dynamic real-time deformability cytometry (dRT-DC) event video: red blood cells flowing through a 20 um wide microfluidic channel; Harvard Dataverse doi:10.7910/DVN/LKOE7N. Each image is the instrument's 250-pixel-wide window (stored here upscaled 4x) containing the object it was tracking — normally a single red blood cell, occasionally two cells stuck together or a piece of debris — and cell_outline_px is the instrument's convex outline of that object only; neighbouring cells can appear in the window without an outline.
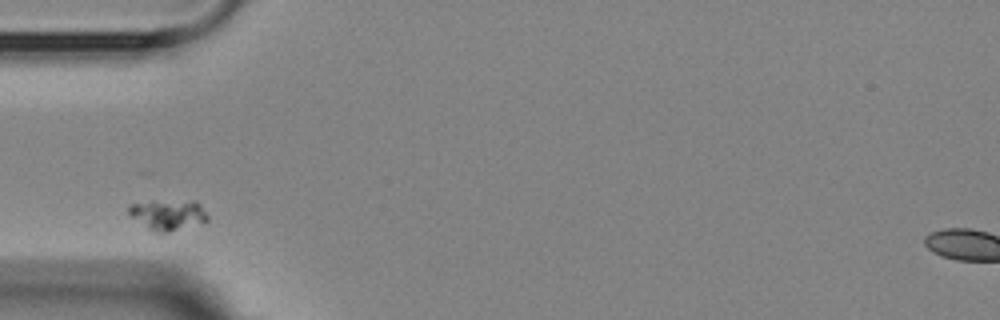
{"species": "Egyptian fruit bat (a non-hibernating species)", "species_latin": "Rousettus aegyptiacus", "temperature_condition": "room temperature", "stored_images_in_passage": 4, "camera_frame_rate_fps": 3000, "um_per_image_px": 0.085, "animal": {"sex": "female"}, "frame": {"image": 1, "passage_image": 1, "time_ms": 0.0, "image_size_px": [1000, 320], "cell_outline_px": [[208, 220], [168, 232], [152, 232], [132, 216], [128, 212], [128, 204], [152, 200], [196, 200], [200, 204], [208, 216]], "centroid_in_image_um": [14.25, 18.21], "position_along_channel_um": 70.7, "area_um2": 14.1}}
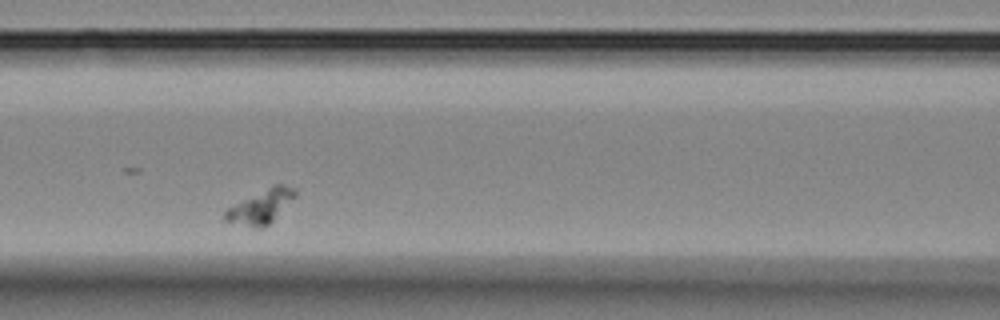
{"frame": {"image": 2, "passage_image": 3, "time_ms": 2.333, "image_size_px": [1000, 320], "cell_outline_px": [[296, 196], [268, 224], [260, 228], [256, 228], [224, 220], [224, 212], [228, 208], [276, 184], [280, 184], [292, 188], [296, 192]], "centroid_in_image_um": [22.17, 17.58], "position_along_channel_um": 144.4, "area_um2": 12.95}}
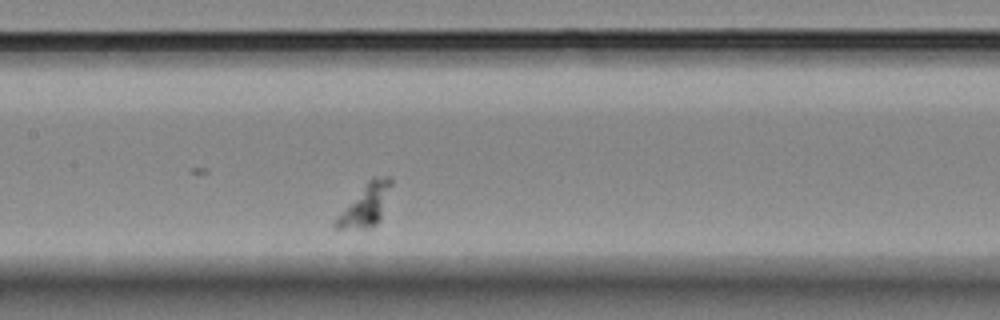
{"frame": {"image": 3, "passage_image": 4, "time_ms": 3.333, "image_size_px": [1000, 320], "cell_outline_px": [[392, 184], [380, 220], [376, 224], [368, 228], [332, 228], [332, 220], [368, 180], [384, 176], [388, 176], [392, 180]], "centroid_in_image_um": [31.03, 17.46], "position_along_channel_um": 176.4, "area_um2": 13.47}}